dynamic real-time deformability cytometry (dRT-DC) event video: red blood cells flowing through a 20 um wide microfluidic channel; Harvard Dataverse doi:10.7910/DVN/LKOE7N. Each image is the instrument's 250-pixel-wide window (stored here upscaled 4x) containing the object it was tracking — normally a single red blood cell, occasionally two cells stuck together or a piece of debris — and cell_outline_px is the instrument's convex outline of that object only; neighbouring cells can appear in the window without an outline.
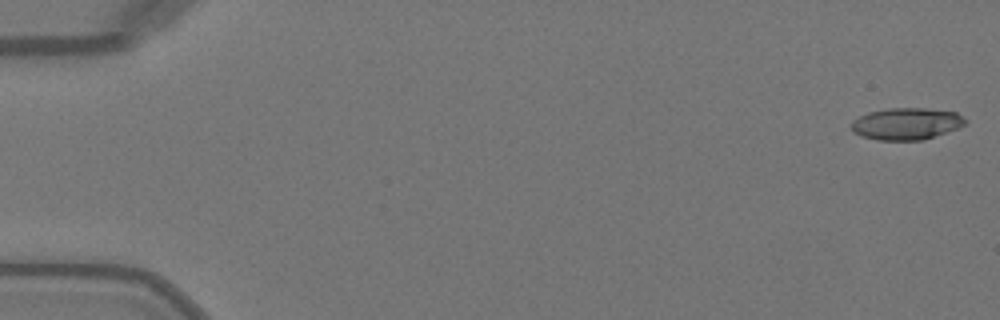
{"species": "Egyptian fruit bat (a non-hibernating species)", "species_latin": "Rousettus aegyptiacus", "temperature_condition": "warm", "stored_images_in_passage": 50, "camera_frame_rate_fps": 3000, "um_per_image_px": 0.085, "animal": {"sex": "female"}, "frame": {"image": 1, "passage_image": 1, "time_ms": 0.0, "image_size_px": [1000, 320], "cell_outline_px": [[968, 120], [964, 124], [956, 128], [924, 140], [876, 140], [860, 136], [852, 132], [852, 120], [868, 112], [888, 108], [924, 108], [956, 112]], "centroid_in_image_um": [77.01, 10.52], "position_along_channel_um": 8.0, "area_um2": 21.15}}
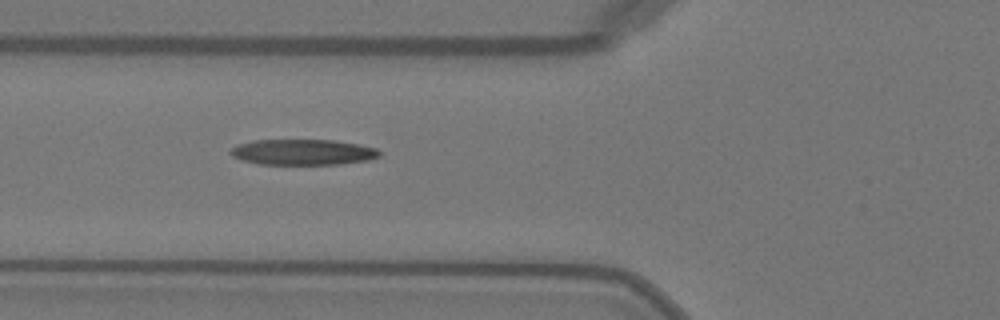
{"frame": {"image": 2, "passage_image": 19, "time_ms": 6.0, "image_size_px": [1000, 320], "cell_outline_px": [[380, 156], [368, 160], [340, 164], [260, 164], [244, 160], [232, 156], [228, 152], [232, 148], [240, 144], [252, 140], [332, 140], [356, 144], [376, 148], [380, 152]], "centroid_in_image_um": [25.74, 12.93], "position_along_channel_um": 100.1, "area_um2": 22.08}}
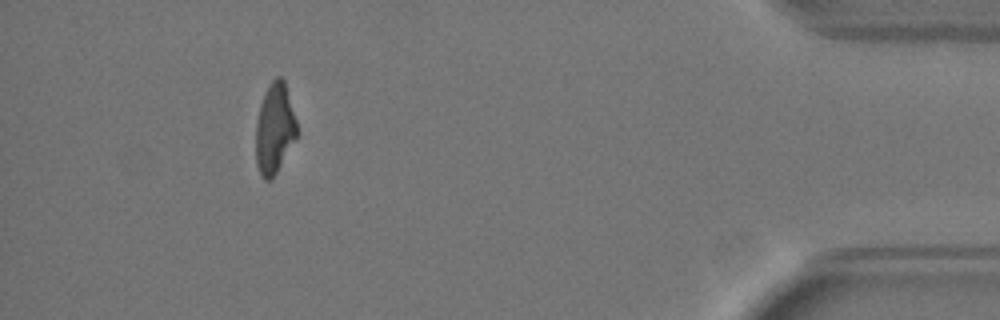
{"frame": {"image": 3, "passage_image": 46, "time_ms": 15.0, "image_size_px": [1000, 320], "cell_outline_px": [[300, 132], [296, 140], [272, 180], [264, 180], [256, 164], [256, 120], [260, 104], [268, 84], [276, 76], [280, 76], [284, 80]], "centroid_in_image_um": [23.36, 10.94], "position_along_channel_um": 411.8, "area_um2": 22.02}, "authors_computed_cell_mechanics": {"area_um2": 22.5709, "velocity_mm_per_s": 4.0795, "shape_relaxation_time_tau1_ms": null, "shape_relaxation_time_tau2_ms": 1.8046, "deformation_change_tau1": null, "deformation_change_tau2": 0.1029}}